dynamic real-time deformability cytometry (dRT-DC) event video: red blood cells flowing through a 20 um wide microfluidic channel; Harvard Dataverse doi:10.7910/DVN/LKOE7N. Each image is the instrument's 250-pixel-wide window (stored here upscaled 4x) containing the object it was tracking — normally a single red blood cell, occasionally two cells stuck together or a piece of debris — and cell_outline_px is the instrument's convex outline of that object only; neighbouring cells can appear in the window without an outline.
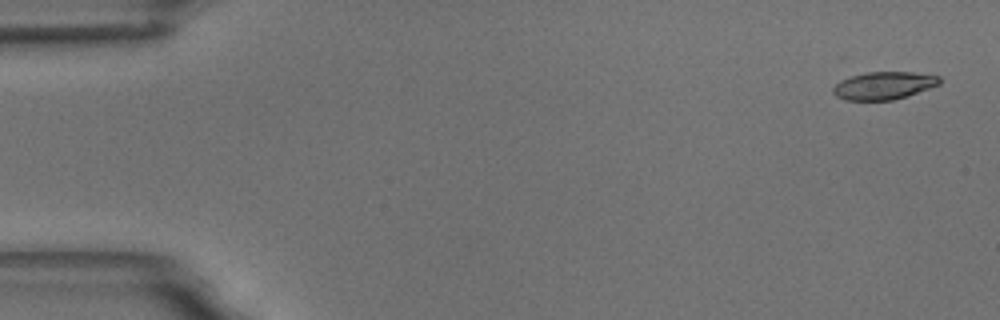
{"species": "common noctule bat (a hibernating species)", "species_latin": "Nyctalus noctula", "temperature_condition": "room temperature", "stored_images_in_passage": 11, "camera_frame_rate_fps": 3000, "um_per_image_px": 0.085, "animal": {"sex": "male", "body_mass_g": 18.8}, "frame": {"image": 1, "passage_image": 2, "time_ms": 0.333, "image_size_px": [1000, 320], "cell_outline_px": [[940, 84], [908, 96], [892, 100], [848, 100], [836, 96], [832, 92], [832, 88], [840, 80], [852, 76], [868, 72], [912, 72], [940, 76]], "centroid_in_image_um": [75.12, 7.27], "position_along_channel_um": 9.9, "area_um2": 17.11}}